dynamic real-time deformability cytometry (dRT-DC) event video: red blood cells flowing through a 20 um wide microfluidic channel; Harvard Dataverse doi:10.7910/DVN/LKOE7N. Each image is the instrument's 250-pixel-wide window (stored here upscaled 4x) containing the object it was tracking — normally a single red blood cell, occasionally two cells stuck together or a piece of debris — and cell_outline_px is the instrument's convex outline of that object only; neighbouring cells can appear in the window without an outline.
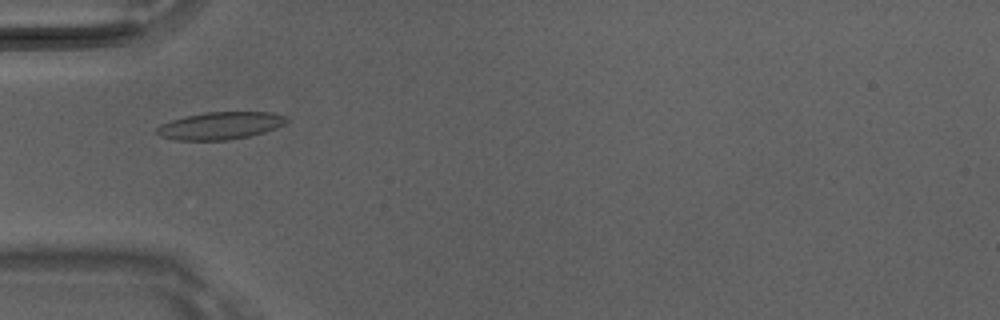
{"species": "Egyptian fruit bat (a non-hibernating species)", "species_latin": "Rousettus aegyptiacus", "temperature_condition": "room temperature", "stored_images_in_passage": 4, "camera_frame_rate_fps": 3000, "um_per_image_px": 0.085, "animal": {"sex": "male"}, "frame": {"image": 1, "passage_image": 2, "time_ms": 0.333, "image_size_px": [1000, 320], "cell_outline_px": [[288, 120], [284, 124], [276, 128], [264, 132], [248, 136], [228, 140], [176, 140], [160, 136], [152, 132], [160, 124], [184, 116], [204, 112], [268, 112], [288, 116]], "centroid_in_image_um": [18.68, 10.68], "position_along_channel_um": 66.3, "area_um2": 20.87}}